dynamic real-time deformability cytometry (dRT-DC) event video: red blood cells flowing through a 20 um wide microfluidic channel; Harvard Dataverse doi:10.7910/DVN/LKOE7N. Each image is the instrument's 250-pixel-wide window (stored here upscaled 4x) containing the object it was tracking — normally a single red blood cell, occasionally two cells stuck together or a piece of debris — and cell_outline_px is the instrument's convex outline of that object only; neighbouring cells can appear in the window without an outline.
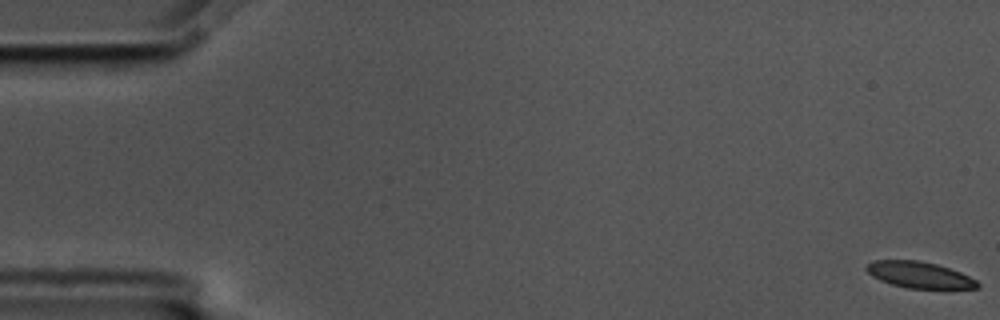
{"species": "common noctule bat (a hibernating species)", "species_latin": "Nyctalus noctula", "temperature_condition": "cold", "stored_images_in_passage": 59, "camera_frame_rate_fps": 3000, "um_per_image_px": 0.085, "animal": {"sex": "male", "body_mass_g": 17.5, "forearm_length_mm": 52.3}, "frame": {"image": 1, "passage_image": 1, "time_ms": 0.0, "image_size_px": [1000, 320], "cell_outline_px": [[980, 288], [908, 288], [892, 284], [880, 280], [872, 276], [864, 268], [872, 260], [920, 260], [936, 264], [960, 272], [976, 280], [980, 284]], "centroid_in_image_um": [78.13, 23.35], "position_along_channel_um": 6.9, "area_um2": 16.88}}
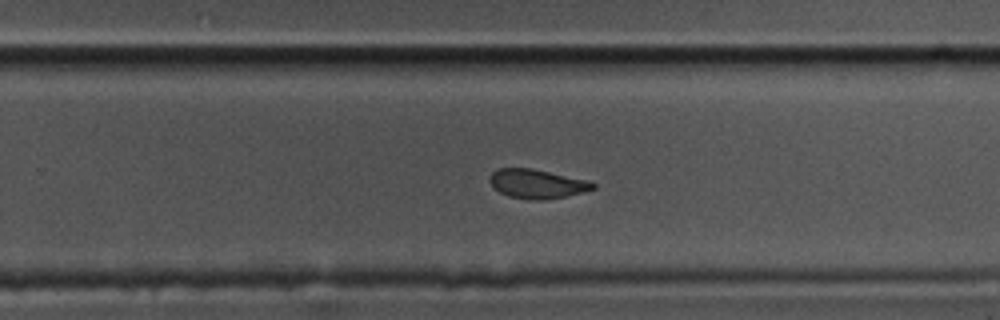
{"frame": {"image": 2, "passage_image": 38, "time_ms": 12.333, "image_size_px": [1000, 320], "cell_outline_px": [[596, 188], [568, 196], [544, 200], [528, 200], [508, 196], [500, 192], [488, 180], [488, 176], [496, 168], [532, 168], [588, 180], [596, 184]], "centroid_in_image_um": [45.64, 15.62], "position_along_channel_um": 284.2, "area_um2": 17.69}}
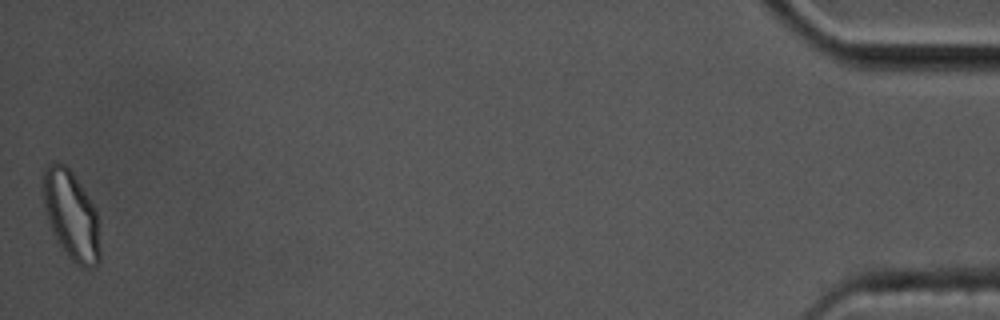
{"frame": {"image": 3, "passage_image": 59, "time_ms": 19.333, "image_size_px": [1000, 320], "cell_outline_px": [[100, 260], [92, 268], [84, 268], [76, 264], [68, 256], [56, 240], [52, 232], [44, 208], [40, 188], [44, 168], [48, 164], [64, 164], [72, 172], [96, 208], [100, 248]], "centroid_in_image_um": [6.03, 18.3], "position_along_channel_um": 429.2, "area_um2": 29.77}, "authors_computed_cell_mechanics": {"area_um2": 18.6694, "velocity_mm_per_s": 3.4368, "shape_relaxation_time_tau1_ms": 4.5257, "shape_relaxation_time_tau2_ms": 2.2193, "deformation_change_tau1": 0.1212, "deformation_change_tau2": 0.0783}}